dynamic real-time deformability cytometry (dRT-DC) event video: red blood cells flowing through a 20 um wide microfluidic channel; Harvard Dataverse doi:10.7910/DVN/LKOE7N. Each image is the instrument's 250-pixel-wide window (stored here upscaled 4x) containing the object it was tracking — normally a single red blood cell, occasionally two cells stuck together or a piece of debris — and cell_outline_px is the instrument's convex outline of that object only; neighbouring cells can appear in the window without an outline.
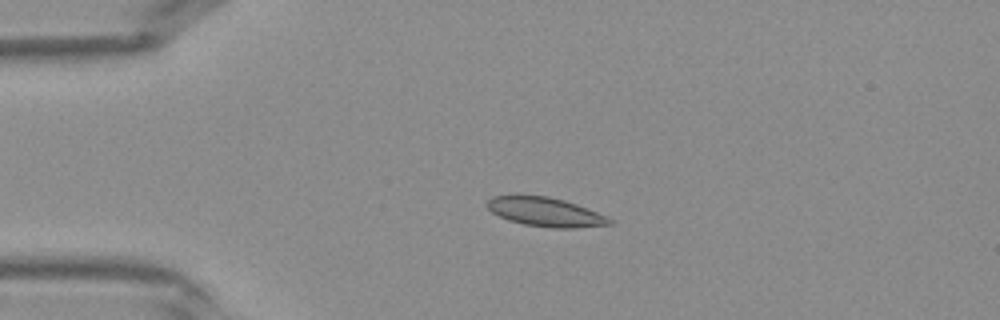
{"species": "Egyptian fruit bat (a non-hibernating species)", "species_latin": "Rousettus aegyptiacus", "temperature_condition": "warm", "stored_images_in_passage": 33, "camera_frame_rate_fps": 3000, "um_per_image_px": 0.085, "frame": {"image": 1, "passage_image": 1, "time_ms": 0.0, "image_size_px": [1000, 320], "cell_outline_px": [[612, 224], [576, 228], [552, 228], [524, 224], [508, 220], [492, 212], [488, 208], [488, 200], [492, 196], [516, 192], [520, 192], [548, 196], [564, 200], [576, 204], [596, 212], [612, 220]], "centroid_in_image_um": [46.27, 17.97], "position_along_channel_um": 38.7, "area_um2": 21.15}}
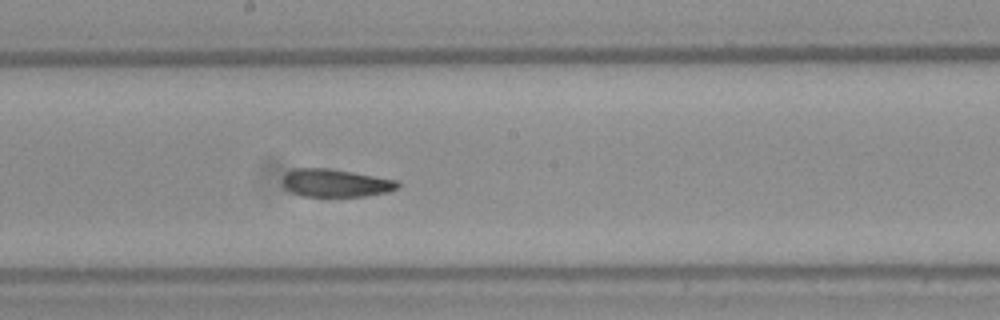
{"frame": {"image": 2, "passage_image": 14, "time_ms": 4.333, "image_size_px": [1000, 320], "cell_outline_px": [[400, 188], [388, 192], [368, 196], [300, 196], [292, 192], [284, 184], [284, 176], [292, 168], [328, 168], [352, 172], [396, 180], [400, 184]], "centroid_in_image_um": [28.57, 15.56], "position_along_channel_um": 219.6, "area_um2": 18.55}}
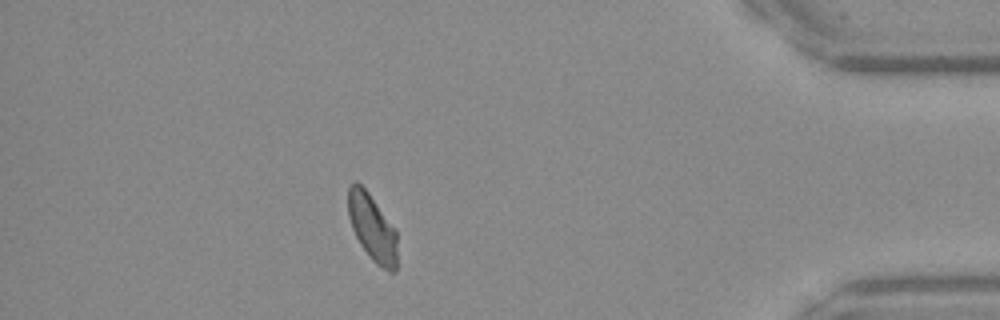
{"frame": {"image": 3, "passage_image": 28, "time_ms": 9.0, "image_size_px": [1000, 320], "cell_outline_px": [[396, 272], [388, 272], [376, 264], [372, 260], [360, 244], [352, 228], [348, 216], [348, 188], [356, 180], [368, 192], [396, 232]], "centroid_in_image_um": [31.62, 19.37], "position_along_channel_um": 403.6, "area_um2": 18.79}}